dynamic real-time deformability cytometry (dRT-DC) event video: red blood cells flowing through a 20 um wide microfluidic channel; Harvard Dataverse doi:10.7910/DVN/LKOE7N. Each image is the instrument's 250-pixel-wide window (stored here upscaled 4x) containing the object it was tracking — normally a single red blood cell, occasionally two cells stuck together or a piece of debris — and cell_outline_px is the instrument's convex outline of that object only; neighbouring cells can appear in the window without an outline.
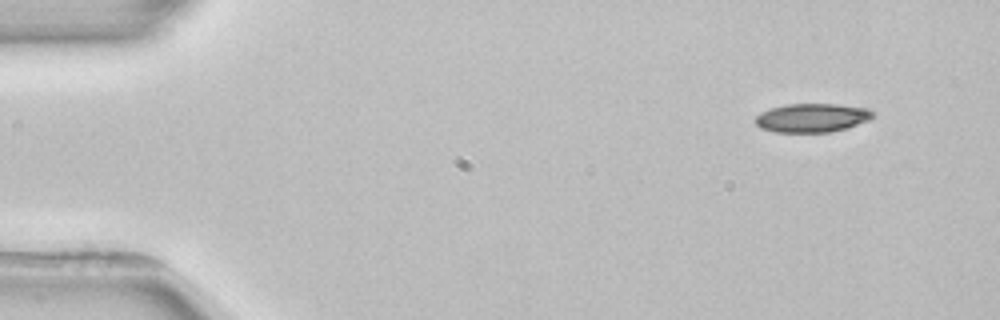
{"species": "common noctule bat (a hibernating species)", "species_latin": "Nyctalus noctula", "temperature_condition": "room temperature", "stored_images_in_passage": 5, "camera_frame_rate_fps": 3000, "um_per_image_px": 0.085, "animal": {"sex": "female", "body_mass_g": 22.7, "forearm_length_mm": 54.2}, "frame": {"image": 1, "passage_image": 1, "time_ms": 0.0, "image_size_px": [1000, 320], "cell_outline_px": [[876, 116], [868, 120], [848, 128], [828, 132], [776, 132], [760, 128], [756, 124], [756, 116], [760, 112], [772, 108], [788, 104], [836, 104], [868, 108], [876, 112]], "centroid_in_image_um": [69.07, 10.01], "position_along_channel_um": 15.9, "area_um2": 19.77}}
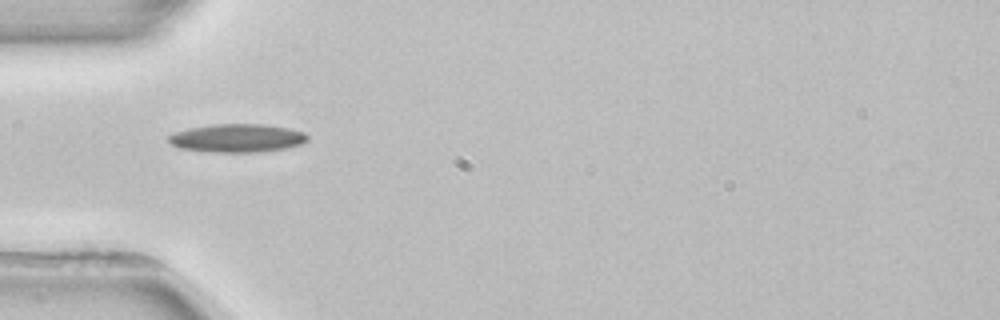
{"frame": {"image": 2, "passage_image": 4, "time_ms": 4.0, "image_size_px": [1000, 320], "cell_outline_px": [[308, 140], [304, 144], [284, 148], [260, 152], [208, 152], [176, 148], [168, 140], [168, 136], [176, 132], [192, 128], [212, 124], [264, 124], [288, 128], [304, 132], [308, 136]], "centroid_in_image_um": [20.17, 11.75], "position_along_channel_um": 64.8, "area_um2": 23.0}}